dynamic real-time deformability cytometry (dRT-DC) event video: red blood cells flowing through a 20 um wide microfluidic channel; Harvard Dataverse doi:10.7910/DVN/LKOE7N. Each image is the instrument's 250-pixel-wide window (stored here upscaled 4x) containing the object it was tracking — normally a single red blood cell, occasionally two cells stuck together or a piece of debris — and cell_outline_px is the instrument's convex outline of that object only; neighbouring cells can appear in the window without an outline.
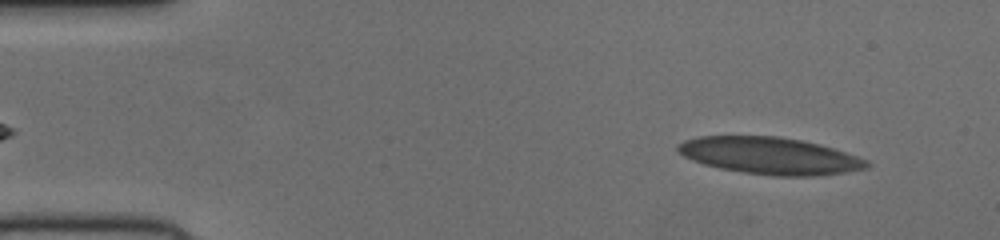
{"species": "human", "species_latin": "Homo sapiens", "temperature_condition": "cold", "stored_images_in_passage": 50, "camera_frame_rate_fps": 3000, "um_per_image_px": 0.085, "donor": {"sex": "female"}, "frame": {"image": 1, "passage_image": 4, "time_ms": 1.0, "image_size_px": [1000, 240], "cell_outline_px": [[872, 164], [868, 168], [844, 172], [812, 176], [772, 176], [740, 172], [720, 168], [704, 164], [692, 160], [676, 152], [676, 144], [684, 140], [700, 136], [776, 136], [800, 140], [820, 144], [868, 160]], "centroid_in_image_um": [65.4, 13.24], "position_along_channel_um": 19.6, "area_um2": 40.75}}
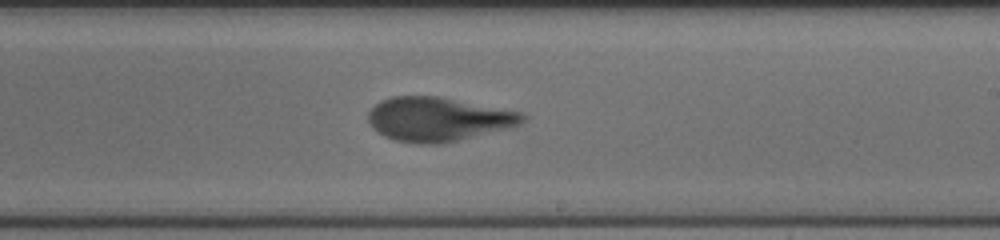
{"frame": {"image": 2, "passage_image": 29, "time_ms": 9.333, "image_size_px": [1000, 240], "cell_outline_px": [[528, 116], [520, 124], [444, 144], [416, 144], [396, 140], [384, 136], [376, 132], [368, 124], [368, 112], [380, 100], [392, 96], [436, 96], [524, 112]], "centroid_in_image_um": [37.2, 10.13], "position_along_channel_um": 251.8, "area_um2": 39.65}}
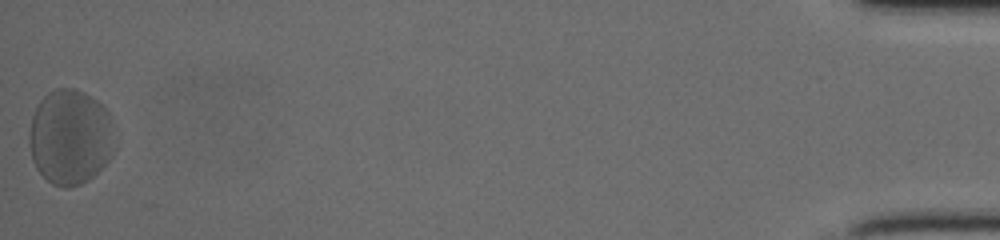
{"frame": {"image": 3, "passage_image": 50, "time_ms": 16.333, "image_size_px": [1000, 240], "cell_outline_px": [[116, 148], [112, 156], [88, 180], [80, 184], [68, 188], [64, 188], [52, 184], [36, 168], [32, 160], [28, 136], [32, 116], [40, 100], [48, 92], [56, 88], [72, 88], [84, 92], [96, 100], [108, 112], [116, 128]], "centroid_in_image_um": [6.0, 11.64], "position_along_channel_um": 429.2, "area_um2": 48.03}}